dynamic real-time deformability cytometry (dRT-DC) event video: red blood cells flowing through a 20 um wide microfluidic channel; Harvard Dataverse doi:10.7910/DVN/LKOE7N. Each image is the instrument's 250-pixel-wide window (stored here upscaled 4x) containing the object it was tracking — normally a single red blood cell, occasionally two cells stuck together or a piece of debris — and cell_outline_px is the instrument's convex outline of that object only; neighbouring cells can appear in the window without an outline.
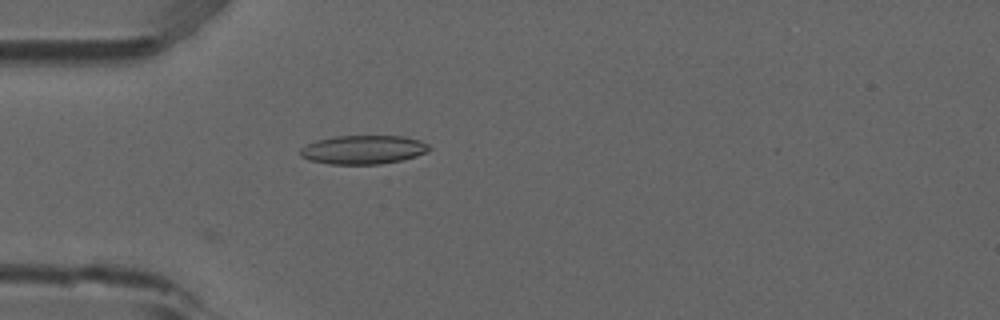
{"species": "common noctule bat (a hibernating species)", "species_latin": "Nyctalus noctula", "temperature_condition": "room temperature", "stored_images_in_passage": 4, "camera_frame_rate_fps": 3000, "um_per_image_px": 0.085, "animal": {"sex": "male", "forearm_length_mm": 52.5}, "frame": {"image": 1, "passage_image": 4, "time_ms": 1.0, "image_size_px": [1000, 320], "cell_outline_px": [[432, 148], [416, 156], [400, 160], [380, 164], [328, 164], [308, 160], [300, 156], [300, 148], [316, 140], [336, 136], [404, 136], [420, 140], [428, 144]], "centroid_in_image_um": [30.85, 12.72], "position_along_channel_um": 54.1, "area_um2": 21.62}}